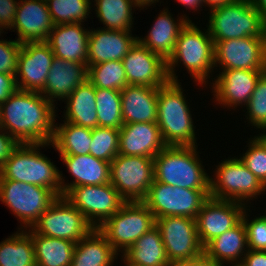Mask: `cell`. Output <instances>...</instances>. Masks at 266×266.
<instances>
[{
    "label": "cell",
    "instance_id": "6da1fadb",
    "mask_svg": "<svg viewBox=\"0 0 266 266\" xmlns=\"http://www.w3.org/2000/svg\"><path fill=\"white\" fill-rule=\"evenodd\" d=\"M55 108L40 92L17 89L0 104V127L19 144L52 143Z\"/></svg>",
    "mask_w": 266,
    "mask_h": 266
},
{
    "label": "cell",
    "instance_id": "7a4b0ae2",
    "mask_svg": "<svg viewBox=\"0 0 266 266\" xmlns=\"http://www.w3.org/2000/svg\"><path fill=\"white\" fill-rule=\"evenodd\" d=\"M181 62L190 76L194 78V82L203 85L202 87L209 84L207 79L211 77L213 69L217 68L214 67V41L209 35L208 29L204 33L192 21H188L181 29L173 54L167 60L170 81L180 82L175 68Z\"/></svg>",
    "mask_w": 266,
    "mask_h": 266
},
{
    "label": "cell",
    "instance_id": "3957f363",
    "mask_svg": "<svg viewBox=\"0 0 266 266\" xmlns=\"http://www.w3.org/2000/svg\"><path fill=\"white\" fill-rule=\"evenodd\" d=\"M51 143L18 144L0 169V180H14L35 184L52 190L58 197L62 196L60 170L40 153V148Z\"/></svg>",
    "mask_w": 266,
    "mask_h": 266
},
{
    "label": "cell",
    "instance_id": "277c9868",
    "mask_svg": "<svg viewBox=\"0 0 266 266\" xmlns=\"http://www.w3.org/2000/svg\"><path fill=\"white\" fill-rule=\"evenodd\" d=\"M197 148L166 145L154 157V180L173 187L209 190L210 175L202 166Z\"/></svg>",
    "mask_w": 266,
    "mask_h": 266
},
{
    "label": "cell",
    "instance_id": "5b68a950",
    "mask_svg": "<svg viewBox=\"0 0 266 266\" xmlns=\"http://www.w3.org/2000/svg\"><path fill=\"white\" fill-rule=\"evenodd\" d=\"M180 82L158 87L157 125L166 145L197 146L195 127Z\"/></svg>",
    "mask_w": 266,
    "mask_h": 266
},
{
    "label": "cell",
    "instance_id": "8992f818",
    "mask_svg": "<svg viewBox=\"0 0 266 266\" xmlns=\"http://www.w3.org/2000/svg\"><path fill=\"white\" fill-rule=\"evenodd\" d=\"M207 29L216 41L243 37H266V24L252 0H235L209 10Z\"/></svg>",
    "mask_w": 266,
    "mask_h": 266
},
{
    "label": "cell",
    "instance_id": "52a82bcc",
    "mask_svg": "<svg viewBox=\"0 0 266 266\" xmlns=\"http://www.w3.org/2000/svg\"><path fill=\"white\" fill-rule=\"evenodd\" d=\"M215 167V176H210L209 181L211 198L231 200L247 206L248 200L250 202L266 191L263 183L238 157L224 159Z\"/></svg>",
    "mask_w": 266,
    "mask_h": 266
},
{
    "label": "cell",
    "instance_id": "ba28073f",
    "mask_svg": "<svg viewBox=\"0 0 266 266\" xmlns=\"http://www.w3.org/2000/svg\"><path fill=\"white\" fill-rule=\"evenodd\" d=\"M155 225L156 219L143 201H126L98 229L114 250L123 254Z\"/></svg>",
    "mask_w": 266,
    "mask_h": 266
},
{
    "label": "cell",
    "instance_id": "9c48e42d",
    "mask_svg": "<svg viewBox=\"0 0 266 266\" xmlns=\"http://www.w3.org/2000/svg\"><path fill=\"white\" fill-rule=\"evenodd\" d=\"M57 198L48 188L20 181L0 180V201L21 221L19 230L31 228Z\"/></svg>",
    "mask_w": 266,
    "mask_h": 266
},
{
    "label": "cell",
    "instance_id": "30bf717a",
    "mask_svg": "<svg viewBox=\"0 0 266 266\" xmlns=\"http://www.w3.org/2000/svg\"><path fill=\"white\" fill-rule=\"evenodd\" d=\"M209 198V190H196L153 181L142 200L155 219L176 216L195 219L203 203Z\"/></svg>",
    "mask_w": 266,
    "mask_h": 266
},
{
    "label": "cell",
    "instance_id": "8fae6325",
    "mask_svg": "<svg viewBox=\"0 0 266 266\" xmlns=\"http://www.w3.org/2000/svg\"><path fill=\"white\" fill-rule=\"evenodd\" d=\"M154 181V158L118 154L110 162V183L126 201H142Z\"/></svg>",
    "mask_w": 266,
    "mask_h": 266
},
{
    "label": "cell",
    "instance_id": "7c38bea8",
    "mask_svg": "<svg viewBox=\"0 0 266 266\" xmlns=\"http://www.w3.org/2000/svg\"><path fill=\"white\" fill-rule=\"evenodd\" d=\"M93 228L64 196H59L31 227L35 233L75 243Z\"/></svg>",
    "mask_w": 266,
    "mask_h": 266
},
{
    "label": "cell",
    "instance_id": "4fadbf2b",
    "mask_svg": "<svg viewBox=\"0 0 266 266\" xmlns=\"http://www.w3.org/2000/svg\"><path fill=\"white\" fill-rule=\"evenodd\" d=\"M64 197L94 228H99L126 202L111 183L75 186Z\"/></svg>",
    "mask_w": 266,
    "mask_h": 266
},
{
    "label": "cell",
    "instance_id": "5bb4252c",
    "mask_svg": "<svg viewBox=\"0 0 266 266\" xmlns=\"http://www.w3.org/2000/svg\"><path fill=\"white\" fill-rule=\"evenodd\" d=\"M214 50V67H219L220 70L266 71V37H243L216 41Z\"/></svg>",
    "mask_w": 266,
    "mask_h": 266
},
{
    "label": "cell",
    "instance_id": "9a60e30c",
    "mask_svg": "<svg viewBox=\"0 0 266 266\" xmlns=\"http://www.w3.org/2000/svg\"><path fill=\"white\" fill-rule=\"evenodd\" d=\"M170 262L194 260L203 254L196 220L190 217L166 216L156 219Z\"/></svg>",
    "mask_w": 266,
    "mask_h": 266
},
{
    "label": "cell",
    "instance_id": "2e32d148",
    "mask_svg": "<svg viewBox=\"0 0 266 266\" xmlns=\"http://www.w3.org/2000/svg\"><path fill=\"white\" fill-rule=\"evenodd\" d=\"M49 45L44 42H26L19 51L16 84L19 90L41 92L54 59Z\"/></svg>",
    "mask_w": 266,
    "mask_h": 266
},
{
    "label": "cell",
    "instance_id": "e0dca14e",
    "mask_svg": "<svg viewBox=\"0 0 266 266\" xmlns=\"http://www.w3.org/2000/svg\"><path fill=\"white\" fill-rule=\"evenodd\" d=\"M246 207L243 203L209 197L195 218L201 245L204 247L215 237L236 226L242 220Z\"/></svg>",
    "mask_w": 266,
    "mask_h": 266
},
{
    "label": "cell",
    "instance_id": "ac0fdd59",
    "mask_svg": "<svg viewBox=\"0 0 266 266\" xmlns=\"http://www.w3.org/2000/svg\"><path fill=\"white\" fill-rule=\"evenodd\" d=\"M122 64L129 85L161 87L170 81L167 61L138 41L122 59Z\"/></svg>",
    "mask_w": 266,
    "mask_h": 266
},
{
    "label": "cell",
    "instance_id": "d6986e66",
    "mask_svg": "<svg viewBox=\"0 0 266 266\" xmlns=\"http://www.w3.org/2000/svg\"><path fill=\"white\" fill-rule=\"evenodd\" d=\"M221 71V72H220ZM213 84L212 94L215 103L225 108L233 109L238 106L245 107L254 91L255 85L261 74L265 71L229 69L220 70Z\"/></svg>",
    "mask_w": 266,
    "mask_h": 266
},
{
    "label": "cell",
    "instance_id": "ffe728a7",
    "mask_svg": "<svg viewBox=\"0 0 266 266\" xmlns=\"http://www.w3.org/2000/svg\"><path fill=\"white\" fill-rule=\"evenodd\" d=\"M14 25L16 39L26 42H44L54 27L46 0H18Z\"/></svg>",
    "mask_w": 266,
    "mask_h": 266
},
{
    "label": "cell",
    "instance_id": "44dd1931",
    "mask_svg": "<svg viewBox=\"0 0 266 266\" xmlns=\"http://www.w3.org/2000/svg\"><path fill=\"white\" fill-rule=\"evenodd\" d=\"M132 31L90 29L87 68L105 61H122L138 41Z\"/></svg>",
    "mask_w": 266,
    "mask_h": 266
},
{
    "label": "cell",
    "instance_id": "7402d4cb",
    "mask_svg": "<svg viewBox=\"0 0 266 266\" xmlns=\"http://www.w3.org/2000/svg\"><path fill=\"white\" fill-rule=\"evenodd\" d=\"M165 146L157 123H127L119 129V154L154 158Z\"/></svg>",
    "mask_w": 266,
    "mask_h": 266
},
{
    "label": "cell",
    "instance_id": "603a6c76",
    "mask_svg": "<svg viewBox=\"0 0 266 266\" xmlns=\"http://www.w3.org/2000/svg\"><path fill=\"white\" fill-rule=\"evenodd\" d=\"M87 63L65 61L54 57L45 87L40 92L48 101L64 100L87 80ZM57 99V100H56Z\"/></svg>",
    "mask_w": 266,
    "mask_h": 266
},
{
    "label": "cell",
    "instance_id": "cb8c5ba5",
    "mask_svg": "<svg viewBox=\"0 0 266 266\" xmlns=\"http://www.w3.org/2000/svg\"><path fill=\"white\" fill-rule=\"evenodd\" d=\"M74 181L66 183L60 171L62 196L75 186L103 185L110 183V163L91 154L59 155Z\"/></svg>",
    "mask_w": 266,
    "mask_h": 266
},
{
    "label": "cell",
    "instance_id": "d4e9b609",
    "mask_svg": "<svg viewBox=\"0 0 266 266\" xmlns=\"http://www.w3.org/2000/svg\"><path fill=\"white\" fill-rule=\"evenodd\" d=\"M83 23L54 25L45 41L56 58L87 63L90 28Z\"/></svg>",
    "mask_w": 266,
    "mask_h": 266
},
{
    "label": "cell",
    "instance_id": "484cf974",
    "mask_svg": "<svg viewBox=\"0 0 266 266\" xmlns=\"http://www.w3.org/2000/svg\"><path fill=\"white\" fill-rule=\"evenodd\" d=\"M120 94L124 124L157 123L158 87L128 84Z\"/></svg>",
    "mask_w": 266,
    "mask_h": 266
},
{
    "label": "cell",
    "instance_id": "4316f807",
    "mask_svg": "<svg viewBox=\"0 0 266 266\" xmlns=\"http://www.w3.org/2000/svg\"><path fill=\"white\" fill-rule=\"evenodd\" d=\"M160 12L146 36L144 38L138 37L137 39L144 47L167 61L173 54L181 29L188 21L192 20L186 14H182V16H179V20L175 21L168 8L160 10Z\"/></svg>",
    "mask_w": 266,
    "mask_h": 266
},
{
    "label": "cell",
    "instance_id": "83f0119b",
    "mask_svg": "<svg viewBox=\"0 0 266 266\" xmlns=\"http://www.w3.org/2000/svg\"><path fill=\"white\" fill-rule=\"evenodd\" d=\"M248 250L247 232L242 220L203 247V253L207 257L224 265L242 263Z\"/></svg>",
    "mask_w": 266,
    "mask_h": 266
},
{
    "label": "cell",
    "instance_id": "f1b7e54d",
    "mask_svg": "<svg viewBox=\"0 0 266 266\" xmlns=\"http://www.w3.org/2000/svg\"><path fill=\"white\" fill-rule=\"evenodd\" d=\"M118 255L104 234L93 228L76 243L71 266H112Z\"/></svg>",
    "mask_w": 266,
    "mask_h": 266
},
{
    "label": "cell",
    "instance_id": "f546056e",
    "mask_svg": "<svg viewBox=\"0 0 266 266\" xmlns=\"http://www.w3.org/2000/svg\"><path fill=\"white\" fill-rule=\"evenodd\" d=\"M95 87L86 80L79 85L64 101L65 120L72 124L94 129L98 126Z\"/></svg>",
    "mask_w": 266,
    "mask_h": 266
},
{
    "label": "cell",
    "instance_id": "4dcf8cb0",
    "mask_svg": "<svg viewBox=\"0 0 266 266\" xmlns=\"http://www.w3.org/2000/svg\"><path fill=\"white\" fill-rule=\"evenodd\" d=\"M34 245L36 266H71L76 243L60 238L47 237L25 229Z\"/></svg>",
    "mask_w": 266,
    "mask_h": 266
},
{
    "label": "cell",
    "instance_id": "1f68e13d",
    "mask_svg": "<svg viewBox=\"0 0 266 266\" xmlns=\"http://www.w3.org/2000/svg\"><path fill=\"white\" fill-rule=\"evenodd\" d=\"M123 256L140 266H168L171 263L156 225L137 239Z\"/></svg>",
    "mask_w": 266,
    "mask_h": 266
},
{
    "label": "cell",
    "instance_id": "d6a6232c",
    "mask_svg": "<svg viewBox=\"0 0 266 266\" xmlns=\"http://www.w3.org/2000/svg\"><path fill=\"white\" fill-rule=\"evenodd\" d=\"M55 124V134L51 146L59 155L90 154L92 129L78 126L67 121Z\"/></svg>",
    "mask_w": 266,
    "mask_h": 266
},
{
    "label": "cell",
    "instance_id": "836d02e7",
    "mask_svg": "<svg viewBox=\"0 0 266 266\" xmlns=\"http://www.w3.org/2000/svg\"><path fill=\"white\" fill-rule=\"evenodd\" d=\"M96 17L105 25L102 29L132 31L133 11L138 7L133 0H92ZM133 8V9H132Z\"/></svg>",
    "mask_w": 266,
    "mask_h": 266
},
{
    "label": "cell",
    "instance_id": "e575fe53",
    "mask_svg": "<svg viewBox=\"0 0 266 266\" xmlns=\"http://www.w3.org/2000/svg\"><path fill=\"white\" fill-rule=\"evenodd\" d=\"M0 266H36L34 245L24 229L0 242Z\"/></svg>",
    "mask_w": 266,
    "mask_h": 266
},
{
    "label": "cell",
    "instance_id": "d590c367",
    "mask_svg": "<svg viewBox=\"0 0 266 266\" xmlns=\"http://www.w3.org/2000/svg\"><path fill=\"white\" fill-rule=\"evenodd\" d=\"M95 95L98 126L120 129L124 125L120 91L95 88Z\"/></svg>",
    "mask_w": 266,
    "mask_h": 266
},
{
    "label": "cell",
    "instance_id": "8d00e7d4",
    "mask_svg": "<svg viewBox=\"0 0 266 266\" xmlns=\"http://www.w3.org/2000/svg\"><path fill=\"white\" fill-rule=\"evenodd\" d=\"M87 80L95 87L122 91L128 84L122 61H105L88 67Z\"/></svg>",
    "mask_w": 266,
    "mask_h": 266
},
{
    "label": "cell",
    "instance_id": "74e56055",
    "mask_svg": "<svg viewBox=\"0 0 266 266\" xmlns=\"http://www.w3.org/2000/svg\"><path fill=\"white\" fill-rule=\"evenodd\" d=\"M54 25L84 23L90 17L92 0H46Z\"/></svg>",
    "mask_w": 266,
    "mask_h": 266
},
{
    "label": "cell",
    "instance_id": "f35d334b",
    "mask_svg": "<svg viewBox=\"0 0 266 266\" xmlns=\"http://www.w3.org/2000/svg\"><path fill=\"white\" fill-rule=\"evenodd\" d=\"M90 154L111 162L119 154V129L100 127L92 129Z\"/></svg>",
    "mask_w": 266,
    "mask_h": 266
},
{
    "label": "cell",
    "instance_id": "ab89813d",
    "mask_svg": "<svg viewBox=\"0 0 266 266\" xmlns=\"http://www.w3.org/2000/svg\"><path fill=\"white\" fill-rule=\"evenodd\" d=\"M248 123L256 129H266V71L261 74L256 82L254 91L245 106Z\"/></svg>",
    "mask_w": 266,
    "mask_h": 266
},
{
    "label": "cell",
    "instance_id": "60d3db41",
    "mask_svg": "<svg viewBox=\"0 0 266 266\" xmlns=\"http://www.w3.org/2000/svg\"><path fill=\"white\" fill-rule=\"evenodd\" d=\"M248 139V150L239 159L266 187V145L258 137Z\"/></svg>",
    "mask_w": 266,
    "mask_h": 266
},
{
    "label": "cell",
    "instance_id": "b9f144b4",
    "mask_svg": "<svg viewBox=\"0 0 266 266\" xmlns=\"http://www.w3.org/2000/svg\"><path fill=\"white\" fill-rule=\"evenodd\" d=\"M246 209L242 215V221L247 232L248 249L256 251H266V220L260 215L249 221L248 212Z\"/></svg>",
    "mask_w": 266,
    "mask_h": 266
},
{
    "label": "cell",
    "instance_id": "7bdbcfd3",
    "mask_svg": "<svg viewBox=\"0 0 266 266\" xmlns=\"http://www.w3.org/2000/svg\"><path fill=\"white\" fill-rule=\"evenodd\" d=\"M21 47L22 44L16 39H0V73L16 75L17 60Z\"/></svg>",
    "mask_w": 266,
    "mask_h": 266
},
{
    "label": "cell",
    "instance_id": "ee69618b",
    "mask_svg": "<svg viewBox=\"0 0 266 266\" xmlns=\"http://www.w3.org/2000/svg\"><path fill=\"white\" fill-rule=\"evenodd\" d=\"M17 6V0H0V33L13 27Z\"/></svg>",
    "mask_w": 266,
    "mask_h": 266
},
{
    "label": "cell",
    "instance_id": "f6af8a7d",
    "mask_svg": "<svg viewBox=\"0 0 266 266\" xmlns=\"http://www.w3.org/2000/svg\"><path fill=\"white\" fill-rule=\"evenodd\" d=\"M19 143L0 127V169Z\"/></svg>",
    "mask_w": 266,
    "mask_h": 266
},
{
    "label": "cell",
    "instance_id": "bcb514c9",
    "mask_svg": "<svg viewBox=\"0 0 266 266\" xmlns=\"http://www.w3.org/2000/svg\"><path fill=\"white\" fill-rule=\"evenodd\" d=\"M17 89L15 75L0 73V104L5 102Z\"/></svg>",
    "mask_w": 266,
    "mask_h": 266
},
{
    "label": "cell",
    "instance_id": "7dc6e473",
    "mask_svg": "<svg viewBox=\"0 0 266 266\" xmlns=\"http://www.w3.org/2000/svg\"><path fill=\"white\" fill-rule=\"evenodd\" d=\"M168 266H224L223 263L207 257L204 253L194 260H183L171 262Z\"/></svg>",
    "mask_w": 266,
    "mask_h": 266
},
{
    "label": "cell",
    "instance_id": "c3c4849f",
    "mask_svg": "<svg viewBox=\"0 0 266 266\" xmlns=\"http://www.w3.org/2000/svg\"><path fill=\"white\" fill-rule=\"evenodd\" d=\"M242 264L244 266H266V251L249 249L244 255Z\"/></svg>",
    "mask_w": 266,
    "mask_h": 266
},
{
    "label": "cell",
    "instance_id": "681fc988",
    "mask_svg": "<svg viewBox=\"0 0 266 266\" xmlns=\"http://www.w3.org/2000/svg\"><path fill=\"white\" fill-rule=\"evenodd\" d=\"M181 3L186 9L200 11L202 6H204L203 0H176V2Z\"/></svg>",
    "mask_w": 266,
    "mask_h": 266
},
{
    "label": "cell",
    "instance_id": "f907efd6",
    "mask_svg": "<svg viewBox=\"0 0 266 266\" xmlns=\"http://www.w3.org/2000/svg\"><path fill=\"white\" fill-rule=\"evenodd\" d=\"M235 0H203V3L205 4V7H209V10L224 6L226 4H229Z\"/></svg>",
    "mask_w": 266,
    "mask_h": 266
},
{
    "label": "cell",
    "instance_id": "816d5d0a",
    "mask_svg": "<svg viewBox=\"0 0 266 266\" xmlns=\"http://www.w3.org/2000/svg\"><path fill=\"white\" fill-rule=\"evenodd\" d=\"M252 2L266 24V0H252Z\"/></svg>",
    "mask_w": 266,
    "mask_h": 266
},
{
    "label": "cell",
    "instance_id": "f5cc1de1",
    "mask_svg": "<svg viewBox=\"0 0 266 266\" xmlns=\"http://www.w3.org/2000/svg\"><path fill=\"white\" fill-rule=\"evenodd\" d=\"M160 0H133L134 4L140 9L143 10L144 8L147 9L149 6H153L154 3L156 5L157 2Z\"/></svg>",
    "mask_w": 266,
    "mask_h": 266
},
{
    "label": "cell",
    "instance_id": "db71d44e",
    "mask_svg": "<svg viewBox=\"0 0 266 266\" xmlns=\"http://www.w3.org/2000/svg\"><path fill=\"white\" fill-rule=\"evenodd\" d=\"M121 257H122L121 261H123L124 266H140V265H136V264L129 262L123 255H121Z\"/></svg>",
    "mask_w": 266,
    "mask_h": 266
},
{
    "label": "cell",
    "instance_id": "11a10c76",
    "mask_svg": "<svg viewBox=\"0 0 266 266\" xmlns=\"http://www.w3.org/2000/svg\"><path fill=\"white\" fill-rule=\"evenodd\" d=\"M262 132H263V134H262V132L260 133V134H258L257 136L264 142V144L266 145V129H264V130H261Z\"/></svg>",
    "mask_w": 266,
    "mask_h": 266
},
{
    "label": "cell",
    "instance_id": "9f6ffc18",
    "mask_svg": "<svg viewBox=\"0 0 266 266\" xmlns=\"http://www.w3.org/2000/svg\"><path fill=\"white\" fill-rule=\"evenodd\" d=\"M231 266H244V265L242 263H235V264H232Z\"/></svg>",
    "mask_w": 266,
    "mask_h": 266
},
{
    "label": "cell",
    "instance_id": "6f0895ef",
    "mask_svg": "<svg viewBox=\"0 0 266 266\" xmlns=\"http://www.w3.org/2000/svg\"><path fill=\"white\" fill-rule=\"evenodd\" d=\"M262 217L266 220V211L265 214L262 215Z\"/></svg>",
    "mask_w": 266,
    "mask_h": 266
}]
</instances>
